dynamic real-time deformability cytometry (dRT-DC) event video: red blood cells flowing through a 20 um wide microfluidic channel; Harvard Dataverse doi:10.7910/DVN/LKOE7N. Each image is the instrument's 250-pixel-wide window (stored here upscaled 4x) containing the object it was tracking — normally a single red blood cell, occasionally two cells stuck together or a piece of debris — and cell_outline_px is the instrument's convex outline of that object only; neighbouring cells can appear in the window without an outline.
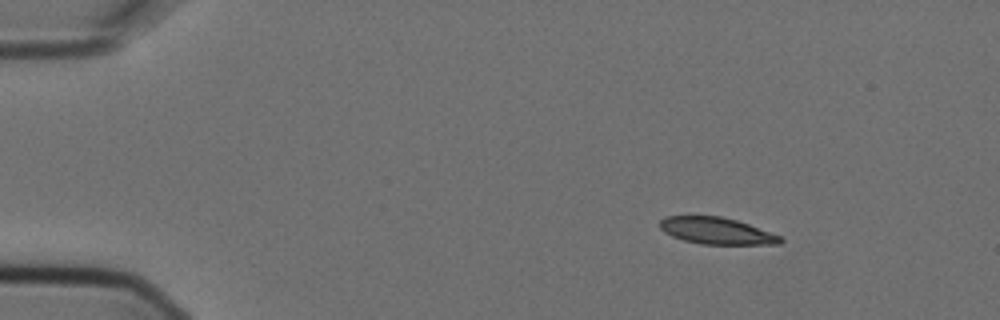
{"species": "Egyptian fruit bat (a non-hibernating species)", "species_latin": "Rousettus aegyptiacus", "temperature_condition": "cold", "stored_images_in_passage": 7, "camera_frame_rate_fps": 3000, "um_per_image_px": 0.085, "animal": {"sex": "female"}, "frame": {"image": 1, "passage_image": 1, "time_ms": 0.0, "image_size_px": [1000, 320], "cell_outline_px": [[784, 240], [780, 244], [700, 244], [684, 240], [672, 236], [664, 232], [660, 228], [660, 220], [668, 216], [720, 216], [736, 220], [748, 224], [780, 236]], "centroid_in_image_um": [60.89, 19.62], "position_along_channel_um": 24.1, "area_um2": 18.55}}
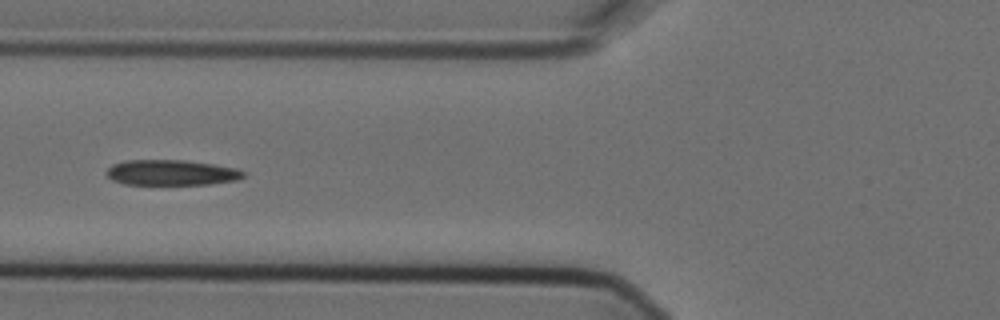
{"frame": {"image": 2, "passage_image": 5, "time_ms": 1.333, "image_size_px": [1000, 320], "cell_outline_px": [[244, 176], [236, 180], [208, 184], [124, 184], [112, 180], [108, 176], [108, 168], [112, 164], [128, 160], [184, 160], [212, 164], [236, 168], [244, 172]], "centroid_in_image_um": [14.56, 14.67], "position_along_channel_um": 111.2, "area_um2": 20.06}}
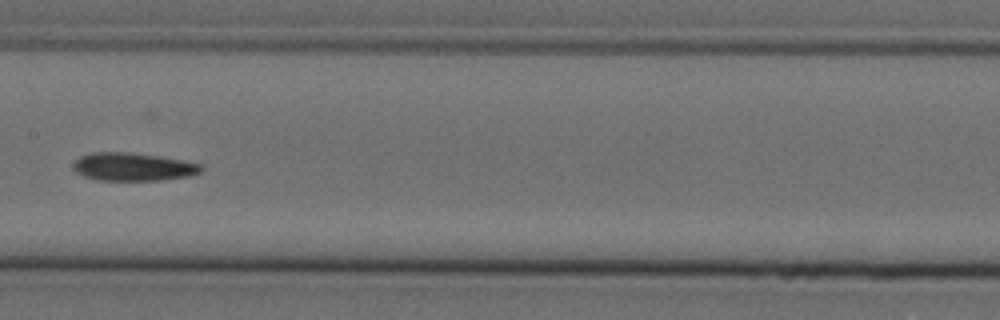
{"frame": {"image": 3, "passage_image": 7, "time_ms": 2.0, "image_size_px": [1000, 320], "cell_outline_px": [[204, 168], [200, 172], [188, 176], [160, 180], [96, 180], [84, 176], [76, 172], [72, 168], [72, 164], [80, 156], [92, 152], [132, 152], [160, 156], [204, 164]], "centroid_in_image_um": [11.31, 14.17], "position_along_channel_um": 196.1, "area_um2": 21.1}}